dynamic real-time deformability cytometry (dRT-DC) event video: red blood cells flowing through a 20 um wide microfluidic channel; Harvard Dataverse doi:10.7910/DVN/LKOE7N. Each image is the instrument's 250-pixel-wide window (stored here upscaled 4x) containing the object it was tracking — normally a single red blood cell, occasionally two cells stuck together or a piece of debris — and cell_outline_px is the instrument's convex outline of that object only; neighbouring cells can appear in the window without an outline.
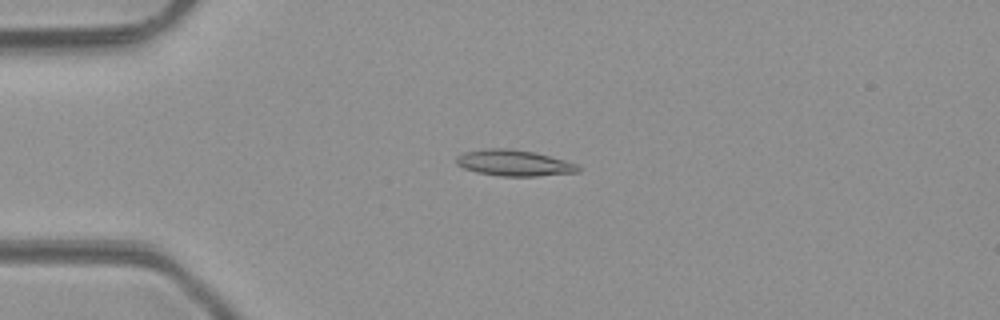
{"species": "common noctule bat (a hibernating species)", "species_latin": "Nyctalus noctula", "temperature_condition": "room temperature", "stored_images_in_passage": 4, "camera_frame_rate_fps": 3000, "um_per_image_px": 0.085, "animal": {"sex": "male", "body_mass_g": 23.1, "forearm_length_mm": 52.7}, "frame": {"image": 1, "passage_image": 3, "time_ms": 2.333, "image_size_px": [1000, 320], "cell_outline_px": [[580, 172], [536, 176], [500, 176], [476, 172], [464, 168], [456, 164], [456, 156], [464, 152], [488, 148], [508, 148], [536, 152], [564, 160], [576, 164], [580, 168]], "centroid_in_image_um": [43.68, 13.85], "position_along_channel_um": 41.3, "area_um2": 18.55}}